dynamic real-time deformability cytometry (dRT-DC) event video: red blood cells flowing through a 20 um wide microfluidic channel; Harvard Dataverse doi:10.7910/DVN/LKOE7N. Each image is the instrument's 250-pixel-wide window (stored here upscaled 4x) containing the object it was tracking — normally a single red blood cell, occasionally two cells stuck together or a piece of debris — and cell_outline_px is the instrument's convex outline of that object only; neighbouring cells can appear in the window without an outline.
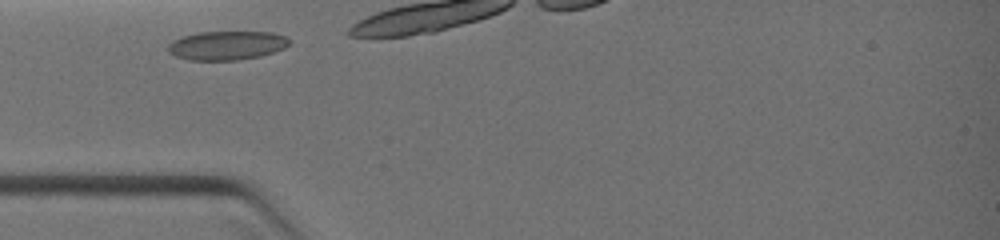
{"species": "common noctule bat (a hibernating species)", "species_latin": "Nyctalus noctula", "temperature_condition": "warm", "stored_images_in_passage": 3, "camera_frame_rate_fps": 3000, "um_per_image_px": 0.085, "animal": {"sex": "female", "body_mass_g": 19.0, "forearm_length_mm": 51.5}, "frame": {"image": 1, "passage_image": 1, "time_ms": 0.0, "image_size_px": [1000, 240], "cell_outline_px": [[292, 40], [284, 48], [260, 56], [236, 60], [188, 60], [176, 56], [168, 52], [168, 44], [172, 40], [196, 32], [272, 32], [284, 36]], "centroid_in_image_um": [19.26, 3.86], "position_along_channel_um": 65.7, "area_um2": 20.4}}